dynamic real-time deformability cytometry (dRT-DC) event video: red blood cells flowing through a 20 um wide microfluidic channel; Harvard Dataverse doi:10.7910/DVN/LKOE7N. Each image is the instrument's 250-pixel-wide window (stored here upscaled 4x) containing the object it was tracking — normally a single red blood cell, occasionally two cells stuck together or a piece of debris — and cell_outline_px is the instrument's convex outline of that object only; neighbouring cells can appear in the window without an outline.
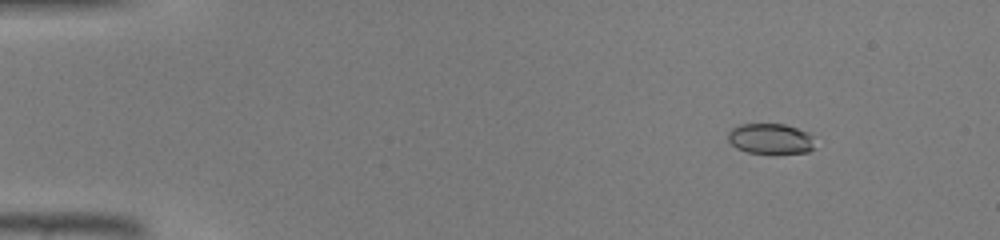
{"species": "common noctule bat (a hibernating species)", "species_latin": "Nyctalus noctula", "temperature_condition": "warm", "stored_images_in_passage": 41, "camera_frame_rate_fps": 3000, "um_per_image_px": 0.085, "animal": {"sex": "male", "body_mass_g": 19.0, "forearm_length_mm": 50.8}, "frame": {"image": 1, "passage_image": 1, "time_ms": 0.0, "image_size_px": [1000, 240], "cell_outline_px": [[816, 148], [808, 152], [748, 152], [736, 148], [728, 140], [728, 132], [732, 128], [740, 124], [784, 124], [808, 132], [812, 136]], "centroid_in_image_um": [65.5, 11.78], "position_along_channel_um": 19.5, "area_um2": 15.26}}
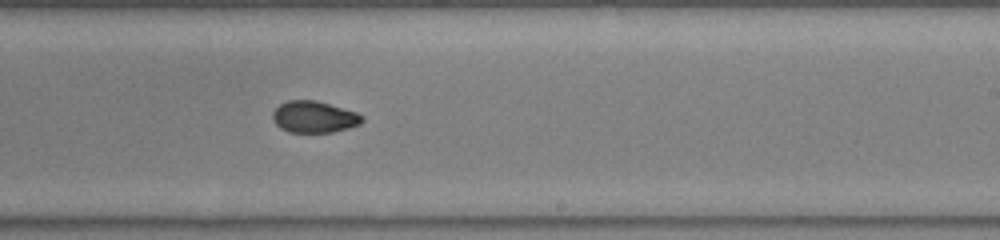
{"frame": {"image": 2, "passage_image": 24, "time_ms": 7.667, "image_size_px": [1000, 240], "cell_outline_px": [[364, 120], [360, 124], [348, 128], [332, 132], [288, 132], [280, 128], [276, 124], [272, 116], [272, 112], [280, 104], [288, 100], [316, 100], [356, 112], [364, 116]], "centroid_in_image_um": [26.7, 9.94], "position_along_channel_um": 262.3, "area_um2": 16.47}}
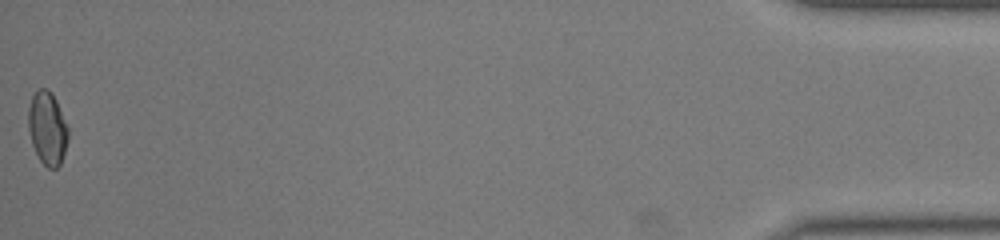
{"frame": {"image": 3, "passage_image": 41, "time_ms": 13.333, "image_size_px": [1000, 240], "cell_outline_px": [[68, 140], [60, 164], [56, 168], [48, 168], [40, 160], [32, 144], [28, 128], [28, 108], [32, 96], [40, 88], [44, 88], [52, 92], [56, 100], [68, 128]], "centroid_in_image_um": [4.02, 10.89], "position_along_channel_um": 431.2, "area_um2": 16.82}}